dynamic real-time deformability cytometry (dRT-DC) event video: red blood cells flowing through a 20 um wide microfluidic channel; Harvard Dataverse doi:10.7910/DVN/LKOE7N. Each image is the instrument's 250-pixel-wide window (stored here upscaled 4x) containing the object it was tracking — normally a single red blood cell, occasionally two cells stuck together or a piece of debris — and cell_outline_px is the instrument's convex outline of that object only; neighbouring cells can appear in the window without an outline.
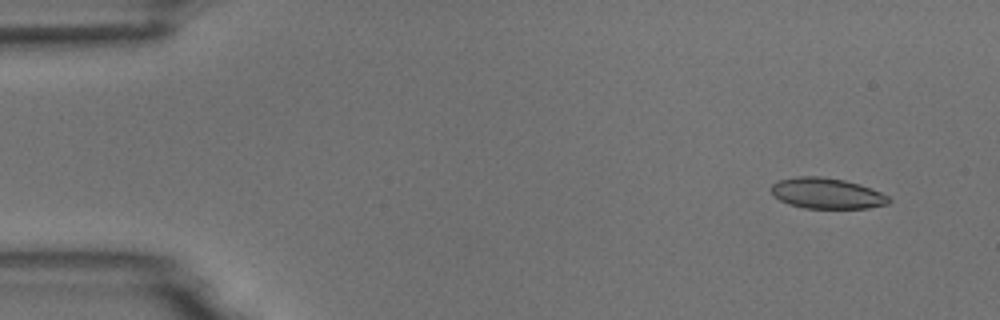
{"species": "common noctule bat (a hibernating species)", "species_latin": "Nyctalus noctula", "temperature_condition": "room temperature", "stored_images_in_passage": 7, "camera_frame_rate_fps": 3000, "um_per_image_px": 0.085, "animal": {"sex": "male", "body_mass_g": 18.8}, "frame": {"image": 1, "passage_image": 1, "time_ms": 0.0, "image_size_px": [1000, 320], "cell_outline_px": [[892, 200], [888, 204], [868, 208], [804, 208], [788, 204], [772, 196], [772, 184], [776, 180], [796, 176], [820, 176], [844, 180], [860, 184], [880, 192], [888, 196]], "centroid_in_image_um": [70.25, 16.43], "position_along_channel_um": 14.7, "area_um2": 21.21}}
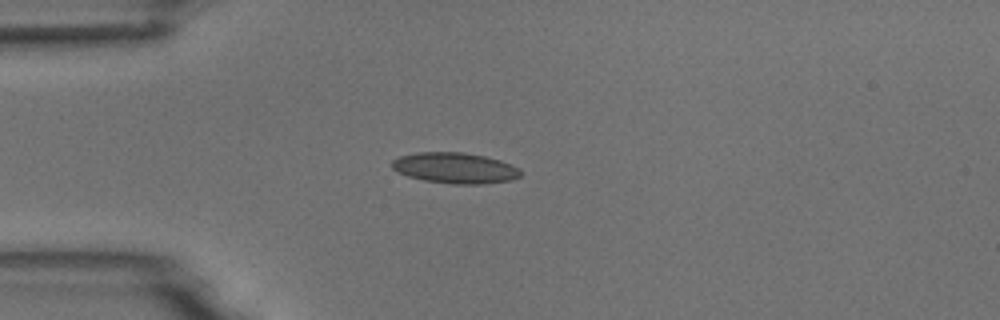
{"frame": {"image": 2, "passage_image": 4, "time_ms": 3.333, "image_size_px": [1000, 320], "cell_outline_px": [[524, 172], [520, 176], [512, 180], [480, 184], [452, 184], [424, 180], [408, 176], [396, 172], [392, 168], [392, 160], [400, 156], [416, 152], [464, 152], [484, 156], [500, 160], [520, 168]], "centroid_in_image_um": [38.69, 14.28], "position_along_channel_um": 46.3, "area_um2": 23.24}}